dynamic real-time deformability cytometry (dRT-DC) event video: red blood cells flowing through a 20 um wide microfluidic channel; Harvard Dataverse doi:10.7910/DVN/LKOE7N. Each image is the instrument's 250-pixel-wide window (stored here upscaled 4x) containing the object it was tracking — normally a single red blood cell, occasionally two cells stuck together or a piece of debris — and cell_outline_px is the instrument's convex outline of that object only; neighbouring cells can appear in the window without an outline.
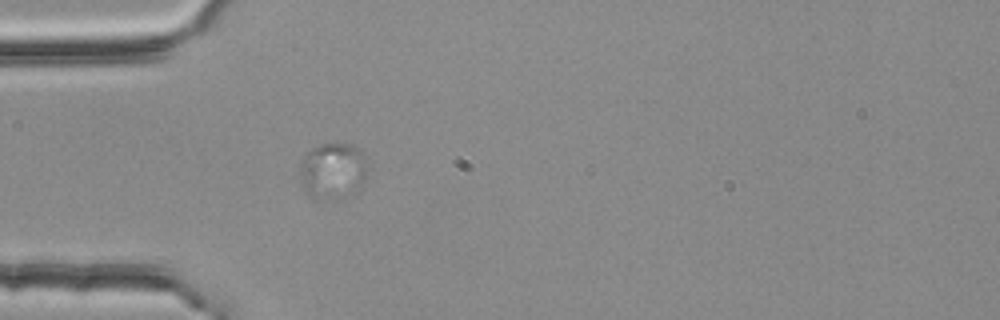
{"species": "common noctule bat (a hibernating species)", "species_latin": "Nyctalus noctula", "temperature_condition": "room temperature", "stored_images_in_passage": 54, "camera_frame_rate_fps": 3000, "um_per_image_px": 0.085, "animal": {"sex": "female", "body_mass_g": 25.1}, "frame": {"image": 1, "passage_image": 15, "time_ms": 4.667, "image_size_px": [1000, 320], "cell_outline_px": [[368, 168], [364, 184], [356, 192], [316, 200], [308, 196], [304, 188], [300, 172], [300, 164], [304, 156], [312, 148], [320, 144], [348, 144], [360, 148], [364, 156]], "centroid_in_image_um": [28.31, 14.5], "position_along_channel_um": 56.7, "area_um2": 22.08}}
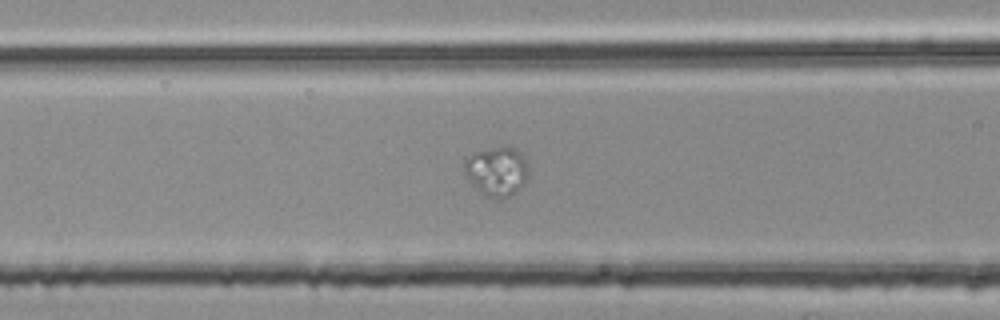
{"frame": {"image": 2, "passage_image": 21, "time_ms": 6.667, "image_size_px": [1000, 320], "cell_outline_px": [[528, 180], [516, 192], [504, 200], [492, 200], [472, 184], [468, 180], [464, 172], [464, 160], [472, 152], [492, 148], [516, 148], [524, 156], [528, 164]], "centroid_in_image_um": [42.24, 14.59], "position_along_channel_um": 124.4, "area_um2": 18.79}}
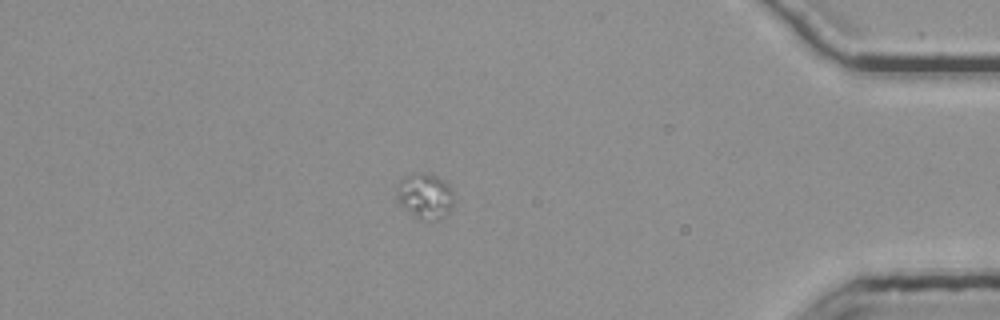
{"frame": {"image": 3, "passage_image": 47, "time_ms": 15.333, "image_size_px": [1000, 320], "cell_outline_px": [[452, 204], [448, 212], [440, 220], [420, 220], [400, 204], [396, 192], [396, 184], [404, 176], [412, 172], [424, 172], [436, 176], [444, 180], [448, 184], [452, 192]], "centroid_in_image_um": [36.1, 16.63], "position_along_channel_um": 399.1, "area_um2": 15.2}}